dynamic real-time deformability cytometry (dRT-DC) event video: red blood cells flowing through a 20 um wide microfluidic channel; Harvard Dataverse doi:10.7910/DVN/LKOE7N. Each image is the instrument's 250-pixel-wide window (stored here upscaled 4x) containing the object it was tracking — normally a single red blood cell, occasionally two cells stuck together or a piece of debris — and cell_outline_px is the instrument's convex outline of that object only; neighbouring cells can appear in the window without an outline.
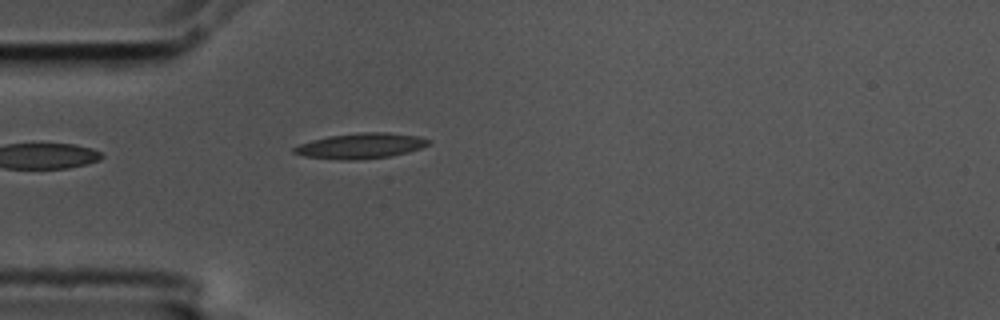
{"species": "common noctule bat (a hibernating species)", "species_latin": "Nyctalus noctula", "temperature_condition": "cold", "stored_images_in_passage": 3, "camera_frame_rate_fps": 3000, "um_per_image_px": 0.085, "animal": {"sex": "male", "body_mass_g": 17.5, "forearm_length_mm": 52.3}, "frame": {"image": 1, "passage_image": 3, "time_ms": 0.667, "image_size_px": [1000, 320], "cell_outline_px": [[432, 140], [428, 144], [420, 148], [408, 152], [388, 156], [356, 160], [340, 160], [304, 156], [292, 152], [292, 148], [300, 144], [312, 140], [328, 136], [360, 132], [388, 132], [420, 136]], "centroid_in_image_um": [30.66, 12.39], "position_along_channel_um": 54.3, "area_um2": 19.94}}